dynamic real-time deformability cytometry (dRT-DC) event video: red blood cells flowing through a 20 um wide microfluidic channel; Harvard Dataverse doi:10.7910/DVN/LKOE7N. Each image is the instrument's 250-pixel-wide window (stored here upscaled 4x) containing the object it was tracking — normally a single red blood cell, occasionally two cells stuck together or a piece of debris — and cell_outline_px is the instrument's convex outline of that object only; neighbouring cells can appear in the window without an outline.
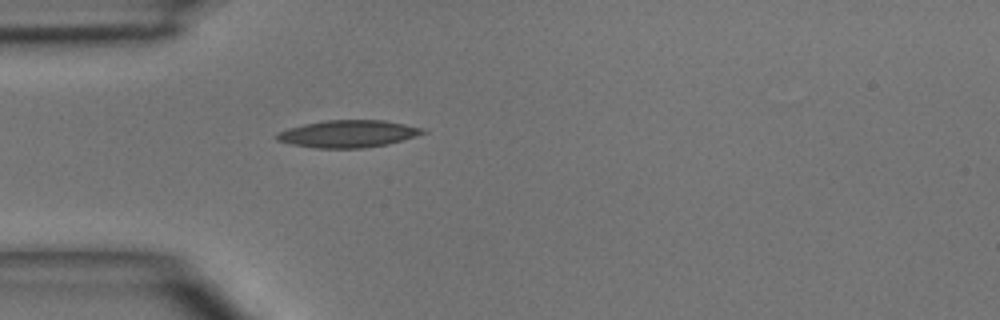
{"species": "common noctule bat (a hibernating species)", "species_latin": "Nyctalus noctula", "temperature_condition": "room temperature", "stored_images_in_passage": 1, "camera_frame_rate_fps": 3000, "um_per_image_px": 0.085, "animal": {"sex": "male", "body_mass_g": 15.6}, "frame": {"image": 1, "passage_image": 1, "time_ms": 0.0, "image_size_px": [1000, 320], "cell_outline_px": [[428, 132], [416, 136], [388, 144], [364, 148], [316, 148], [292, 144], [276, 140], [276, 136], [280, 132], [288, 128], [304, 124], [324, 120], [384, 120], [424, 128]], "centroid_in_image_um": [29.62, 11.37], "position_along_channel_um": 55.4, "area_um2": 23.12}}